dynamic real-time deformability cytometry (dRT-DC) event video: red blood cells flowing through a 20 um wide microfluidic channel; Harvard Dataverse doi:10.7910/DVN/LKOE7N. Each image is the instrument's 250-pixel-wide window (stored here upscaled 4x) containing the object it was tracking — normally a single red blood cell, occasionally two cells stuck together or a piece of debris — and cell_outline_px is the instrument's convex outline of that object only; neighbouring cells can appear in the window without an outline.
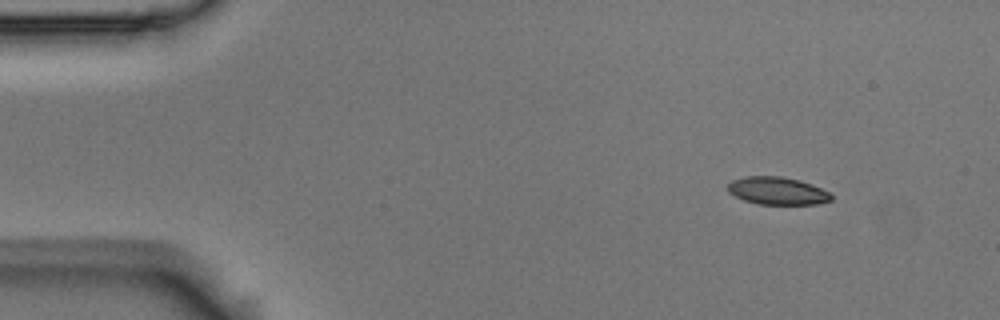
{"species": "Egyptian fruit bat (a non-hibernating species)", "species_latin": "Rousettus aegyptiacus", "temperature_condition": "room temperature", "stored_images_in_passage": 4, "camera_frame_rate_fps": 3000, "um_per_image_px": 0.085, "animal": {"sex": "male"}, "frame": {"image": 1, "passage_image": 1, "time_ms": 0.0, "image_size_px": [1000, 320], "cell_outline_px": [[832, 200], [816, 204], [756, 204], [744, 200], [728, 192], [728, 184], [732, 180], [744, 176], [780, 176], [800, 180], [812, 184], [828, 192], [832, 196]], "centroid_in_image_um": [66.06, 16.21], "position_along_channel_um": 18.9, "area_um2": 16.65}}